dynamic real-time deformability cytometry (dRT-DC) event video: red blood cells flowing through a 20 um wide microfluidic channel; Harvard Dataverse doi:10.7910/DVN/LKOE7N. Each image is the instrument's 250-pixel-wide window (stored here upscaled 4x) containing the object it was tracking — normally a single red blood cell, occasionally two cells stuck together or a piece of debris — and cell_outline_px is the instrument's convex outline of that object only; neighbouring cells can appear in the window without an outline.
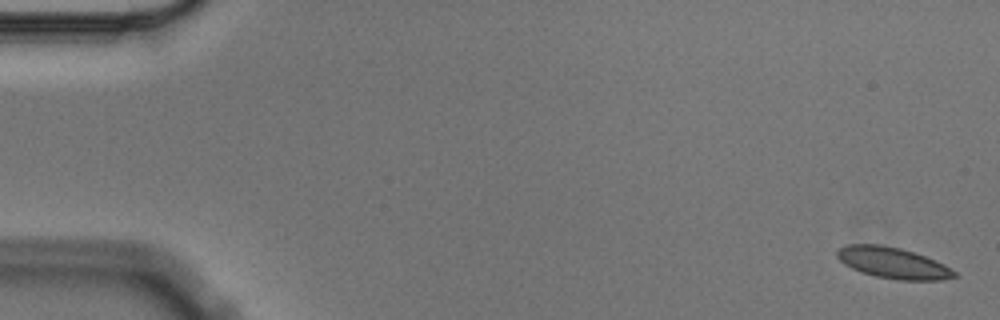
{"species": "Egyptian fruit bat (a non-hibernating species)", "species_latin": "Rousettus aegyptiacus", "temperature_condition": "cold", "stored_images_in_passage": 6, "camera_frame_rate_fps": 3000, "um_per_image_px": 0.085, "animal": {"sex": "male"}, "frame": {"image": 1, "passage_image": 1, "time_ms": 0.0, "image_size_px": [1000, 320], "cell_outline_px": [[960, 276], [944, 280], [900, 280], [876, 276], [860, 272], [844, 264], [836, 256], [836, 248], [848, 244], [880, 244], [900, 248], [936, 260], [944, 264], [956, 272]], "centroid_in_image_um": [75.9, 22.34], "position_along_channel_um": 9.1, "area_um2": 21.39}}